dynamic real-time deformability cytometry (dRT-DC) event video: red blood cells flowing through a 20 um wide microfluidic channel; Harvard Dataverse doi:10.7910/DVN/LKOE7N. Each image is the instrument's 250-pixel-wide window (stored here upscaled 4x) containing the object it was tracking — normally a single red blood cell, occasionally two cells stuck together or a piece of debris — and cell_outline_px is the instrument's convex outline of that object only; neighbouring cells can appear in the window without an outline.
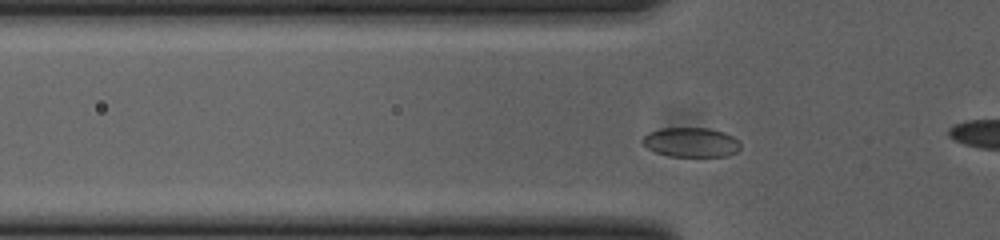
{"species": "common noctule bat (a hibernating species)", "species_latin": "Nyctalus noctula", "temperature_condition": "cold", "stored_images_in_passage": 48, "camera_frame_rate_fps": 3000, "um_per_image_px": 0.085, "animal": {"sex": "female", "body_mass_g": 23.0, "forearm_length_mm": 53.4}, "frame": {"image": 1, "passage_image": 11, "time_ms": 3.333, "image_size_px": [1000, 240], "cell_outline_px": [[740, 148], [736, 152], [728, 156], [672, 156], [656, 152], [648, 148], [640, 140], [648, 132], [660, 128], [708, 128], [724, 132], [732, 136], [740, 144]], "centroid_in_image_um": [58.73, 12.09], "position_along_channel_um": 67.1, "area_um2": 16.76}}
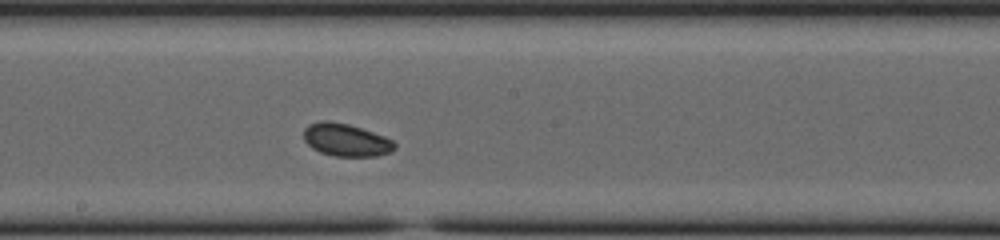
{"frame": {"image": 2, "passage_image": 23, "time_ms": 7.333, "image_size_px": [1000, 240], "cell_outline_px": [[396, 148], [392, 152], [376, 156], [336, 156], [320, 152], [312, 148], [304, 140], [304, 128], [308, 124], [324, 120], [328, 120], [348, 124], [384, 136], [392, 140], [396, 144]], "centroid_in_image_um": [29.41, 11.9], "position_along_channel_um": 218.8, "area_um2": 17.28}}
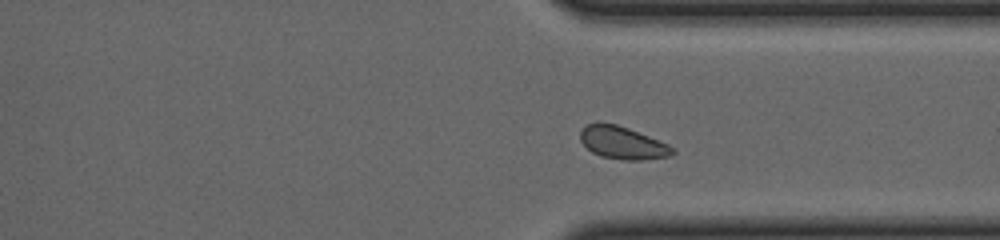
{"frame": {"image": 3, "passage_image": 34, "time_ms": 11.0, "image_size_px": [1000, 240], "cell_outline_px": [[676, 152], [668, 156], [644, 160], [624, 160], [600, 156], [592, 152], [580, 140], [580, 132], [588, 124], [596, 120], [616, 124], [628, 128], [668, 144], [676, 148]], "centroid_in_image_um": [52.91, 12.12], "position_along_channel_um": 358.5, "area_um2": 17.63}}